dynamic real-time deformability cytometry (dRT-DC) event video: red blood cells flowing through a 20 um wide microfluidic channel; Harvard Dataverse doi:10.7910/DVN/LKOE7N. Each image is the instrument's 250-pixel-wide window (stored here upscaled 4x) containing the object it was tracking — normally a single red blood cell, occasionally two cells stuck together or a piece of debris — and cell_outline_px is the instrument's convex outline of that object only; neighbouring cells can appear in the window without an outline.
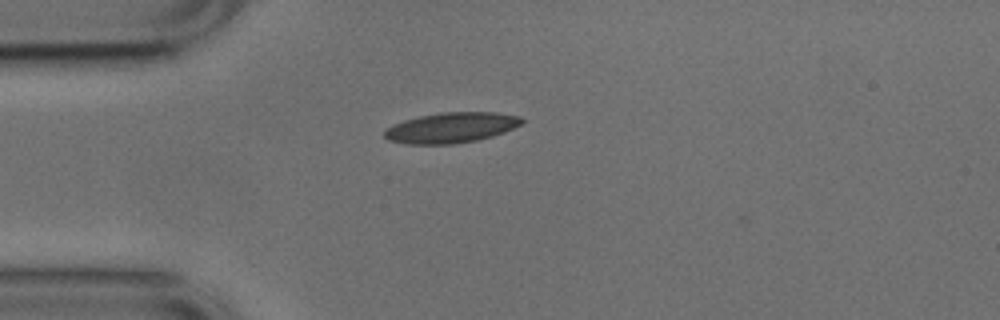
{"species": "common noctule bat (a hibernating species)", "species_latin": "Nyctalus noctula", "temperature_condition": "cold", "stored_images_in_passage": 40, "camera_frame_rate_fps": 3000, "um_per_image_px": 0.085, "animal": {"sex": "male", "body_mass_g": 17.9, "forearm_length_mm": 54.2}, "frame": {"image": 1, "passage_image": 1, "time_ms": 0.0, "image_size_px": [1000, 320], "cell_outline_px": [[524, 124], [504, 132], [492, 136], [476, 140], [452, 144], [408, 144], [388, 140], [384, 136], [384, 132], [392, 124], [404, 120], [420, 116], [440, 112], [496, 112], [520, 116], [524, 120]], "centroid_in_image_um": [38.38, 10.84], "position_along_channel_um": 46.6, "area_um2": 24.39}}
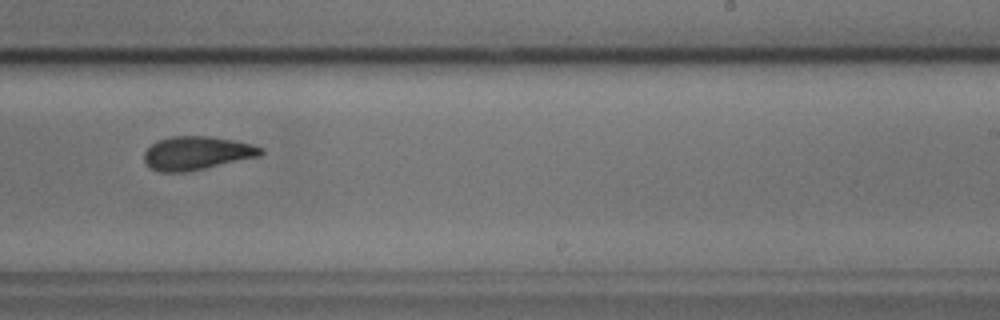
{"frame": {"image": 2, "passage_image": 20, "time_ms": 6.333, "image_size_px": [1000, 320], "cell_outline_px": [[264, 152], [260, 156], [204, 168], [184, 172], [160, 172], [152, 168], [144, 160], [144, 152], [152, 144], [160, 140], [172, 136], [208, 136], [232, 140], [252, 144], [264, 148]], "centroid_in_image_um": [16.74, 13.01], "position_along_channel_um": 272.3, "area_um2": 22.48}}
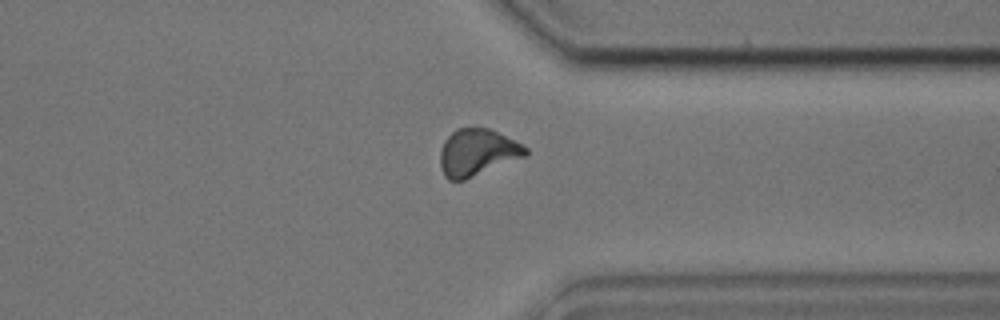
{"frame": {"image": 3, "passage_image": 28, "time_ms": 9.0, "image_size_px": [1000, 320], "cell_outline_px": [[528, 156], [464, 180], [448, 180], [444, 176], [440, 168], [440, 152], [444, 140], [456, 128], [488, 128], [528, 148]], "centroid_in_image_um": [40.55, 12.98], "position_along_channel_um": 370.9, "area_um2": 23.29}, "authors_computed_cell_mechanics": {"area_um2": 22.6287, "velocity_mm_per_s": 3.7716, "shape_relaxation_time_tau1_ms": 5.007, "shape_relaxation_time_tau2_ms": 2.0351, "deformation_change_tau1": 0.1444, "deformation_change_tau2": 0.0799}}